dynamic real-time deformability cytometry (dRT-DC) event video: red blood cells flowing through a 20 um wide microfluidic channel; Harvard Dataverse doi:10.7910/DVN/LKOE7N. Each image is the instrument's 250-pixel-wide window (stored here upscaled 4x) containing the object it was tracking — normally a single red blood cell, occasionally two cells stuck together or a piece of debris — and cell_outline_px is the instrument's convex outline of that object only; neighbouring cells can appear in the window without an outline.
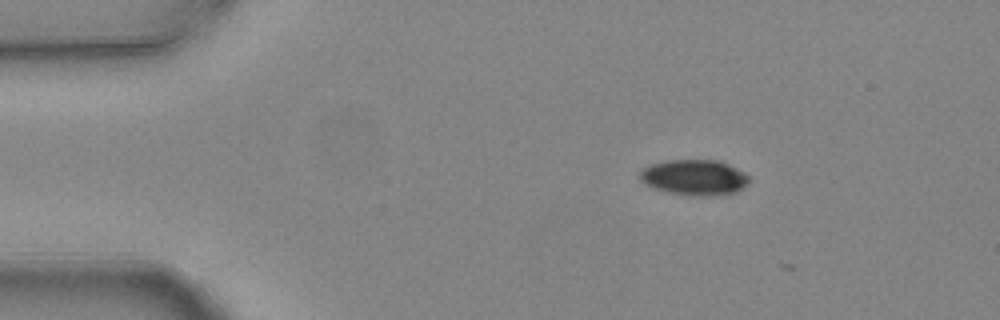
{"species": "common noctule bat (a hibernating species)", "species_latin": "Nyctalus noctula", "temperature_condition": "warm", "stored_images_in_passage": 4, "camera_frame_rate_fps": 3000, "um_per_image_px": 0.085, "animal": {"sex": "female", "body_mass_g": 24.6, "forearm_length_mm": 56.2}, "frame": {"image": 1, "passage_image": 2, "time_ms": 0.333, "image_size_px": [1000, 320], "cell_outline_px": [[748, 184], [736, 192], [724, 196], [688, 196], [668, 192], [652, 188], [644, 184], [640, 180], [640, 172], [644, 168], [652, 164], [668, 160], [716, 160], [728, 164], [744, 172], [748, 176]], "centroid_in_image_um": [59.03, 15.11], "position_along_channel_um": 26.0, "area_um2": 22.89}}